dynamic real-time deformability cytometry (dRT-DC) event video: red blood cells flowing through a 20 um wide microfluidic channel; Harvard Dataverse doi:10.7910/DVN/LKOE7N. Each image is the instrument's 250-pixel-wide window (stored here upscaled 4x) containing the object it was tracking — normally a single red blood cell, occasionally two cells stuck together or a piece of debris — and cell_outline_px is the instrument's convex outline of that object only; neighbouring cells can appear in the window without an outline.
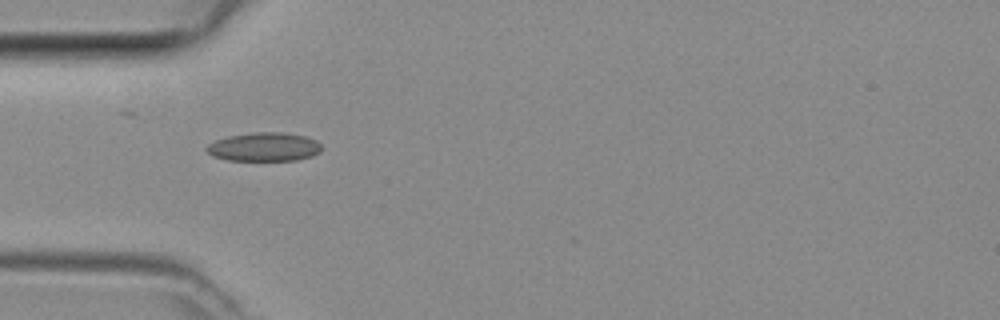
{"species": "common noctule bat (a hibernating species)", "species_latin": "Nyctalus noctula", "temperature_condition": "room temperature", "stored_images_in_passage": 3, "camera_frame_rate_fps": 3000, "um_per_image_px": 0.085, "animal": {"sex": "female", "body_mass_g": 29.2, "forearm_length_mm": 56.3}, "frame": {"image": 1, "passage_image": 1, "time_ms": 0.0, "image_size_px": [1000, 320], "cell_outline_px": [[320, 152], [312, 156], [296, 160], [228, 160], [212, 156], [204, 148], [208, 144], [216, 140], [228, 136], [252, 132], [280, 132], [304, 136], [316, 140], [320, 144]], "centroid_in_image_um": [22.42, 12.48], "position_along_channel_um": 62.6, "area_um2": 19.19}}
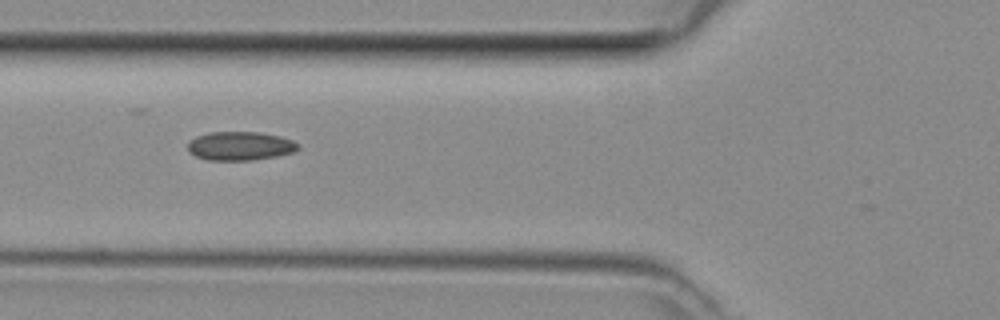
{"frame": {"image": 2, "passage_image": 2, "time_ms": 0.333, "image_size_px": [1000, 320], "cell_outline_px": [[300, 148], [296, 152], [276, 156], [252, 160], [208, 160], [196, 156], [188, 152], [188, 140], [196, 136], [208, 132], [260, 132], [280, 136], [292, 140], [300, 144]], "centroid_in_image_um": [20.42, 12.4], "position_along_channel_um": 105.4, "area_um2": 18.73}}
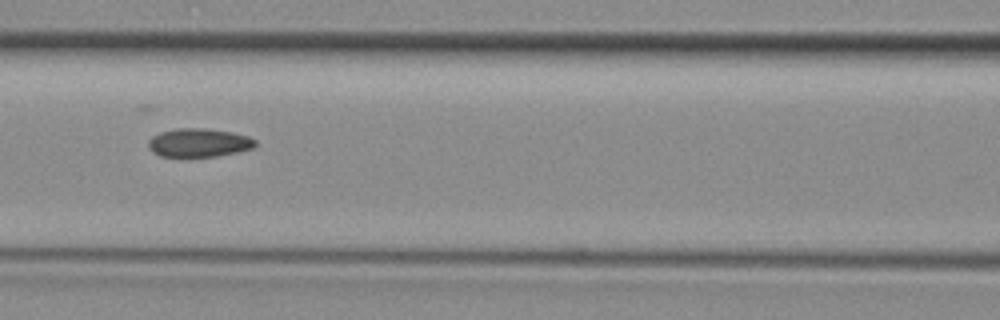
{"frame": {"image": 3, "passage_image": 3, "time_ms": 0.667, "image_size_px": [1000, 320], "cell_outline_px": [[256, 144], [252, 148], [236, 152], [216, 156], [160, 156], [152, 152], [148, 148], [148, 140], [152, 136], [160, 132], [176, 128], [204, 128], [232, 132], [248, 136], [256, 140]], "centroid_in_image_um": [16.87, 12.12], "position_along_channel_um": 149.7, "area_um2": 17.74}}